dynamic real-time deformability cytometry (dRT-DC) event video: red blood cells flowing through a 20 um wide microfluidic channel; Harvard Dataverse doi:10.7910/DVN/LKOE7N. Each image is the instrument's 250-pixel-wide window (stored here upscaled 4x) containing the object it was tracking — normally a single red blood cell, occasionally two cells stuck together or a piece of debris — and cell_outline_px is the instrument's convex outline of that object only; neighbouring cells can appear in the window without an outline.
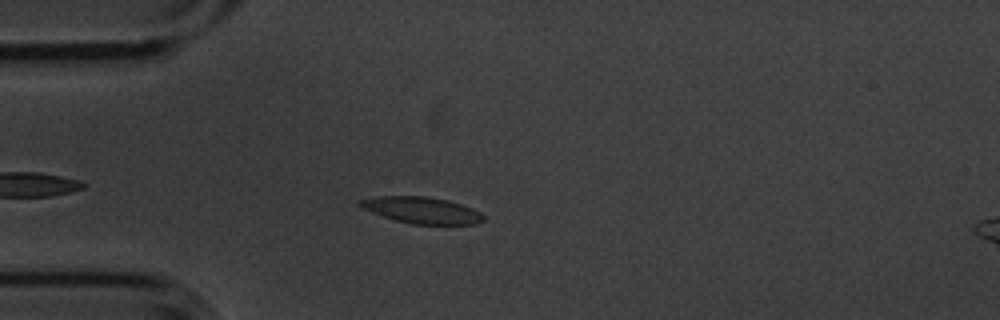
{"species": "common noctule bat (a hibernating species)", "species_latin": "Nyctalus noctula", "temperature_condition": "cold", "stored_images_in_passage": 3, "camera_frame_rate_fps": 3000, "um_per_image_px": 0.085, "animal": {"sex": "male", "body_mass_g": 20.1, "forearm_length_mm": 53.5}, "frame": {"image": 1, "passage_image": 3, "time_ms": 0.667, "image_size_px": [1000, 320], "cell_outline_px": [[484, 220], [476, 224], [412, 224], [396, 220], [360, 208], [356, 204], [360, 200], [376, 196], [428, 196], [448, 200], [472, 208], [480, 212], [484, 216]], "centroid_in_image_um": [35.83, 17.86], "position_along_channel_um": 49.2, "area_um2": 19.02}}